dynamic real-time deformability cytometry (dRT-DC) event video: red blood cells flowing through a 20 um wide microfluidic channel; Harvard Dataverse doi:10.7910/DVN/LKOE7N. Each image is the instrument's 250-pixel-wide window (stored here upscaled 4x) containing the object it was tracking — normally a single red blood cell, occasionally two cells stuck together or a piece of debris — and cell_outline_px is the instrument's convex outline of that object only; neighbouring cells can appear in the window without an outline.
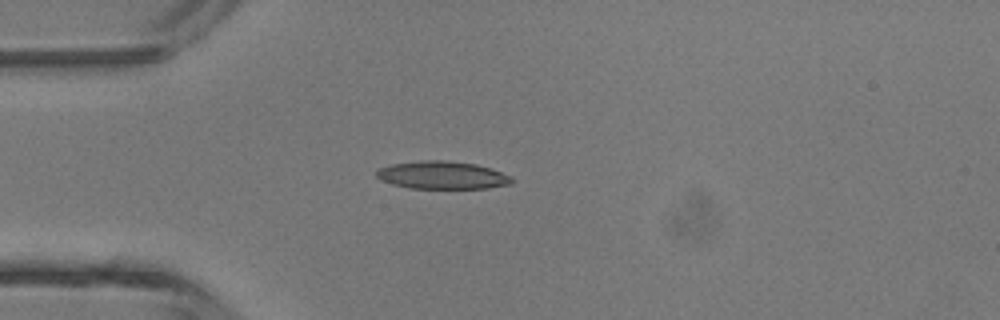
{"species": "common noctule bat (a hibernating species)", "species_latin": "Nyctalus noctula", "temperature_condition": "room temperature", "stored_images_in_passage": 3, "camera_frame_rate_fps": 3000, "um_per_image_px": 0.085, "animal": {"sex": "male", "body_mass_g": 13.3}, "frame": {"image": 1, "passage_image": 2, "time_ms": 2.0, "image_size_px": [1000, 320], "cell_outline_px": [[512, 184], [488, 188], [412, 188], [392, 184], [380, 180], [376, 176], [376, 172], [380, 168], [392, 164], [420, 160], [444, 160], [476, 164], [492, 168], [512, 176]], "centroid_in_image_um": [37.62, 14.88], "position_along_channel_um": 47.4, "area_um2": 21.96}}
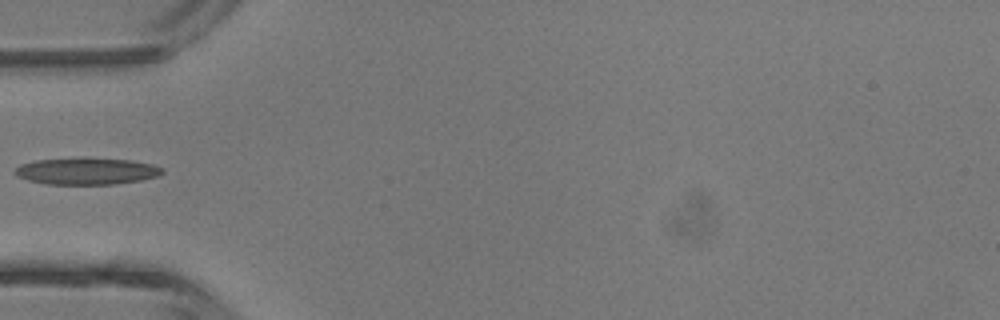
{"frame": {"image": 2, "passage_image": 3, "time_ms": 3.0, "image_size_px": [1000, 320], "cell_outline_px": [[164, 172], [160, 176], [140, 180], [112, 184], [48, 184], [28, 180], [16, 176], [12, 172], [20, 164], [36, 160], [132, 160], [152, 164], [164, 168]], "centroid_in_image_um": [7.38, 14.58], "position_along_channel_um": 77.6, "area_um2": 22.2}}